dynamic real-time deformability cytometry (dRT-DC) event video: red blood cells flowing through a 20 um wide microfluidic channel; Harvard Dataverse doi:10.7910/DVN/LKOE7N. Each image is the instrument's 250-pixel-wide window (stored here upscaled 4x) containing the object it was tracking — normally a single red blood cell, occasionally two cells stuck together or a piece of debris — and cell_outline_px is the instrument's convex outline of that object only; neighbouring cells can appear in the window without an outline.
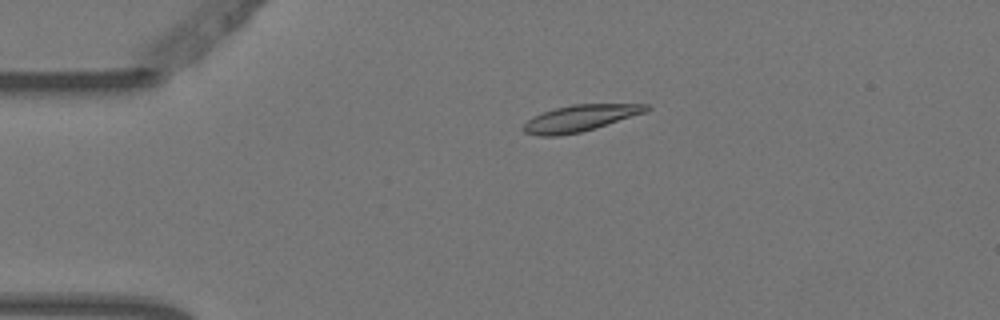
{"species": "Egyptian fruit bat (a non-hibernating species)", "species_latin": "Rousettus aegyptiacus", "temperature_condition": "warm", "stored_images_in_passage": 4, "camera_frame_rate_fps": 3000, "um_per_image_px": 0.085, "animal": {"sex": "female"}, "frame": {"image": 1, "passage_image": 3, "time_ms": 0.667, "image_size_px": [1000, 320], "cell_outline_px": [[652, 108], [644, 112], [580, 132], [556, 136], [540, 136], [524, 132], [520, 128], [532, 116], [556, 108], [572, 104], [648, 104]], "centroid_in_image_um": [49.24, 10.04], "position_along_channel_um": 35.8, "area_um2": 18.55}}